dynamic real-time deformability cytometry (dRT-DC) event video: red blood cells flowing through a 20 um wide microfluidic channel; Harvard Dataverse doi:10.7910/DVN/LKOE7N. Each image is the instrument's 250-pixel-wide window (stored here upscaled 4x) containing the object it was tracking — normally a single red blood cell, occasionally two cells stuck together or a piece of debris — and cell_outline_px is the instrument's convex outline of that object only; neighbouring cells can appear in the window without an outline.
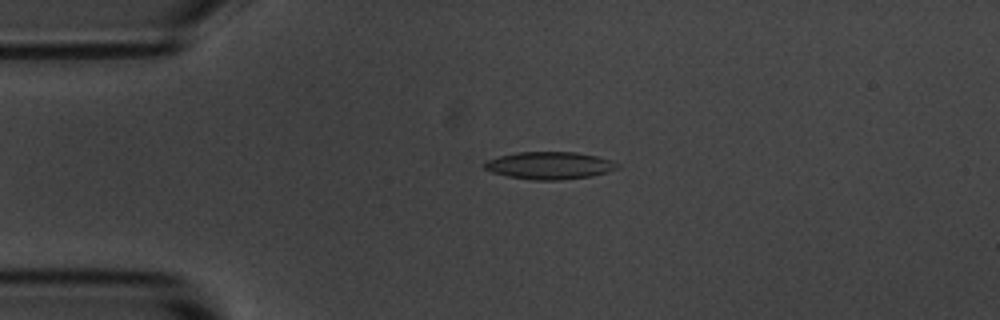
{"species": "common noctule bat (a hibernating species)", "species_latin": "Nyctalus noctula", "temperature_condition": "room temperature", "stored_images_in_passage": 46, "camera_frame_rate_fps": 3000, "um_per_image_px": 0.085, "animal": {"sex": "male", "body_mass_g": 20.1, "forearm_length_mm": 53.5}, "frame": {"image": 1, "passage_image": 4, "time_ms": 1.0, "image_size_px": [1000, 320], "cell_outline_px": [[620, 164], [616, 168], [608, 172], [592, 176], [560, 180], [532, 180], [508, 176], [492, 172], [484, 168], [480, 164], [488, 160], [500, 156], [516, 152], [576, 152], [596, 156], [612, 160]], "centroid_in_image_um": [46.7, 14.07], "position_along_channel_um": 38.3, "area_um2": 21.27}}
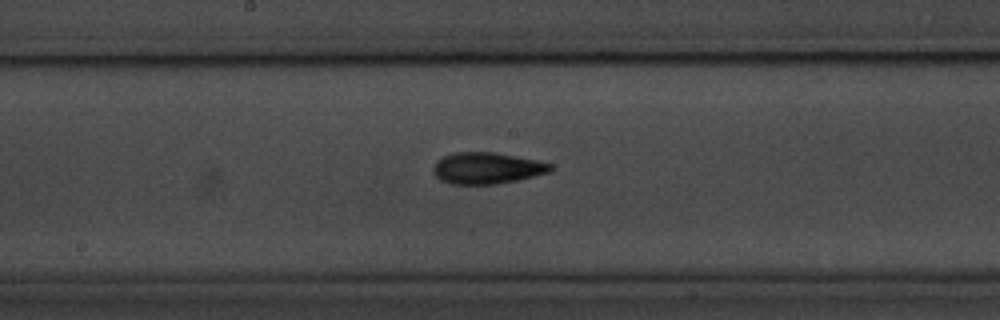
{"frame": {"image": 2, "passage_image": 20, "time_ms": 6.333, "image_size_px": [1000, 320], "cell_outline_px": [[552, 172], [516, 180], [496, 184], [452, 184], [440, 180], [432, 172], [432, 168], [436, 160], [452, 152], [496, 152], [536, 160], [552, 164]], "centroid_in_image_um": [41.36, 14.28], "position_along_channel_um": 206.8, "area_um2": 21.62}}
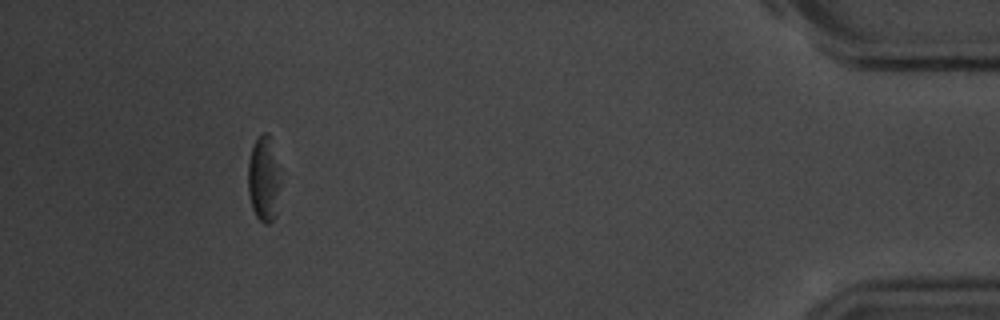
{"frame": {"image": 3, "passage_image": 42, "time_ms": 13.667, "image_size_px": [1000, 320], "cell_outline_px": [[280, 184], [276, 216], [268, 224], [264, 224], [256, 216], [252, 208], [248, 192], [248, 160], [252, 144], [264, 132], [268, 132], [280, 168]], "centroid_in_image_um": [22.42, 15.21], "position_along_channel_um": 412.8, "area_um2": 16.42}, "authors_computed_cell_mechanics": {"area_um2": 20.2878, "velocity_mm_per_s": 3.663, "shape_relaxation_time_tau1_ms": 2.7379, "shape_relaxation_time_tau2_ms": 3.9145, "deformation_change_tau1": 0.1183, "deformation_change_tau2": 0.1319}}